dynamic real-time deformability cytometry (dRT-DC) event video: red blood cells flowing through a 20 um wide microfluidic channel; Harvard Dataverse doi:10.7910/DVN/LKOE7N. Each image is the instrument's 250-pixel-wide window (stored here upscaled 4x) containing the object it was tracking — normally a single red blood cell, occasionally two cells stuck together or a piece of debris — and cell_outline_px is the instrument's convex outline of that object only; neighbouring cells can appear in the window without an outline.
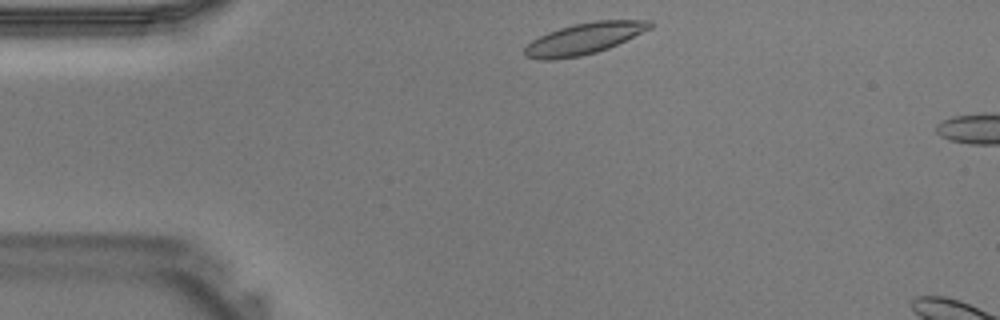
{"species": "Egyptian fruit bat (a non-hibernating species)", "species_latin": "Rousettus aegyptiacus", "temperature_condition": "warm", "stored_images_in_passage": 4, "camera_frame_rate_fps": 3000, "um_per_image_px": 0.085, "animal": {"sex": "male"}, "frame": {"image": 1, "passage_image": 1, "time_ms": 0.0, "image_size_px": [1000, 320], "cell_outline_px": [[652, 28], [608, 48], [596, 52], [580, 56], [552, 60], [540, 60], [524, 56], [524, 48], [532, 40], [548, 32], [572, 24], [596, 20], [652, 20]], "centroid_in_image_um": [49.64, 3.28], "position_along_channel_um": 35.4, "area_um2": 22.83}}